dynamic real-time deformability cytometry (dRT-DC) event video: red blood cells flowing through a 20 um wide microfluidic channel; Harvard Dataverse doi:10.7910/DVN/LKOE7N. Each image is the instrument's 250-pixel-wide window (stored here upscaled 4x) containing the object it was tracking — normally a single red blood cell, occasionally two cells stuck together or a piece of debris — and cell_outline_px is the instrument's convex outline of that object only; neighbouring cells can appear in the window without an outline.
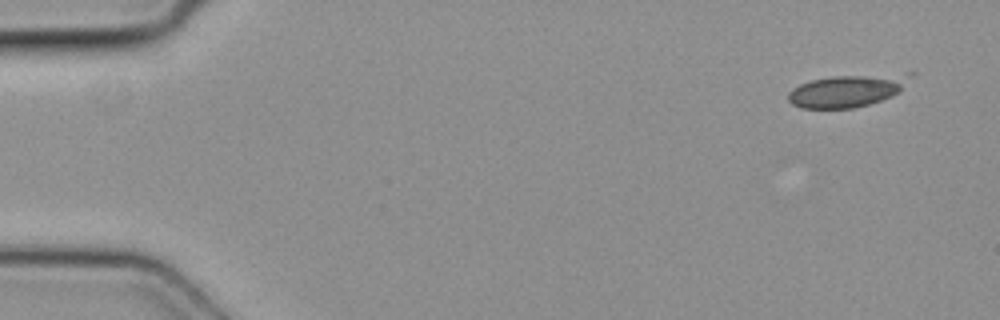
{"species": "common noctule bat (a hibernating species)", "species_latin": "Nyctalus noctula", "temperature_condition": "cold", "stored_images_in_passage": 6, "camera_frame_rate_fps": 3000, "um_per_image_px": 0.085, "animal": {"sex": "female", "body_mass_g": 19.3, "forearm_length_mm": 54.1}, "frame": {"image": 1, "passage_image": 6, "time_ms": 1.667, "image_size_px": [1000, 320], "cell_outline_px": [[916, 72], [900, 92], [892, 96], [868, 104], [852, 108], [800, 108], [792, 104], [788, 100], [788, 92], [792, 88], [800, 84], [812, 80], [832, 76], [908, 72]], "centroid_in_image_um": [72.08, 7.67], "position_along_channel_um": 12.9, "area_um2": 23.41}}